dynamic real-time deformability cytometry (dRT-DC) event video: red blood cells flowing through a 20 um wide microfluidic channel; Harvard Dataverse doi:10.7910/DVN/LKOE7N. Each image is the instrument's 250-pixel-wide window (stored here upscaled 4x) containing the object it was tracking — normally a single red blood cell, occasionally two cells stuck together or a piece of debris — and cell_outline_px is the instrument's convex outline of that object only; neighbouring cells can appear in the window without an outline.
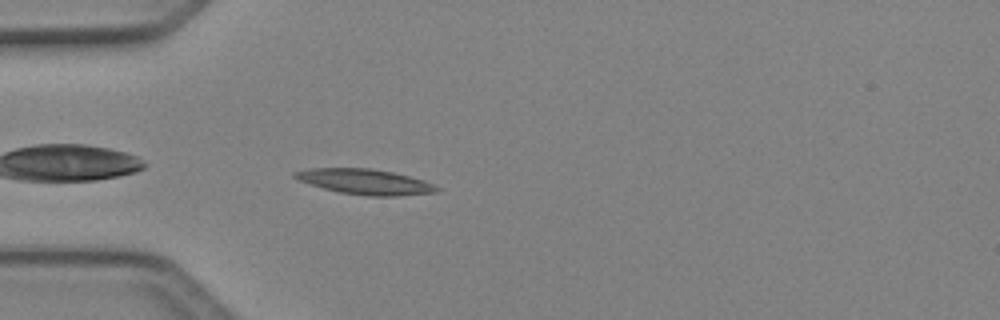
{"species": "Egyptian fruit bat (a non-hibernating species)", "species_latin": "Rousettus aegyptiacus", "temperature_condition": "cold", "stored_images_in_passage": 4, "camera_frame_rate_fps": 3000, "um_per_image_px": 0.085, "animal": {"sex": "female"}, "frame": {"image": 1, "passage_image": 4, "time_ms": 1.0, "image_size_px": [1000, 320], "cell_outline_px": [[440, 188], [436, 192], [396, 196], [368, 196], [340, 192], [324, 188], [300, 180], [292, 176], [292, 172], [312, 168], [372, 168], [392, 172], [424, 180]], "centroid_in_image_um": [31.03, 15.44], "position_along_channel_um": 54.0, "area_um2": 20.69}}